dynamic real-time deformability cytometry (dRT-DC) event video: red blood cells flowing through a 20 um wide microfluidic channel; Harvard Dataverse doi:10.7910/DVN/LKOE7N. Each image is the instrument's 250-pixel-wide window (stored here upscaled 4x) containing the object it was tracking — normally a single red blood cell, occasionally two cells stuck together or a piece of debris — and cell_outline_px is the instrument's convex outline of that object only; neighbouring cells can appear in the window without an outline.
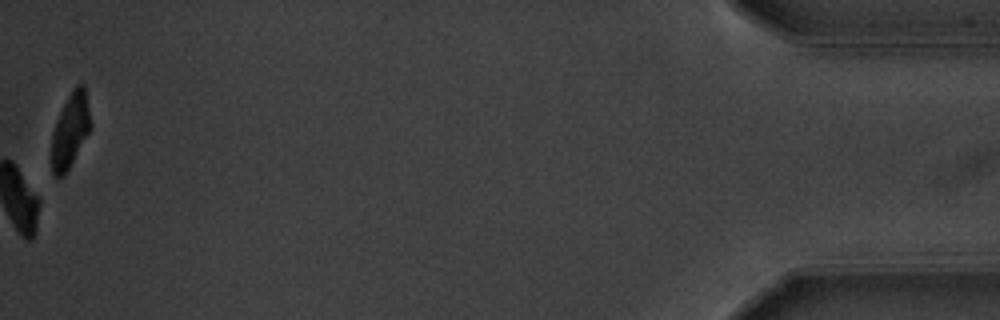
{"species": "common noctule bat (a hibernating species)", "species_latin": "Nyctalus noctula", "temperature_condition": "warm", "stored_images_in_passage": 57, "camera_frame_rate_fps": 3000, "um_per_image_px": 0.085, "animal": {"sex": "male", "body_mass_g": 20.1, "forearm_length_mm": 53.5}, "frame": {"image": 1, "passage_image": 57, "time_ms": 18.667, "image_size_px": [1000, 320], "cell_outline_px": [[92, 128], [64, 176], [56, 176], [52, 172], [52, 132], [56, 120], [72, 88], [76, 84], [84, 84], [92, 124]], "centroid_in_image_um": [5.99, 11.05], "position_along_channel_um": 429.2, "area_um2": 16.94}, "authors_computed_cell_mechanics": {"area_um2": 18.6116, "velocity_mm_per_s": 3.6606, "shape_relaxation_time_tau1_ms": 2.6296, "shape_relaxation_time_tau2_ms": null, "deformation_change_tau1": 0.133, "deformation_change_tau2": null}}